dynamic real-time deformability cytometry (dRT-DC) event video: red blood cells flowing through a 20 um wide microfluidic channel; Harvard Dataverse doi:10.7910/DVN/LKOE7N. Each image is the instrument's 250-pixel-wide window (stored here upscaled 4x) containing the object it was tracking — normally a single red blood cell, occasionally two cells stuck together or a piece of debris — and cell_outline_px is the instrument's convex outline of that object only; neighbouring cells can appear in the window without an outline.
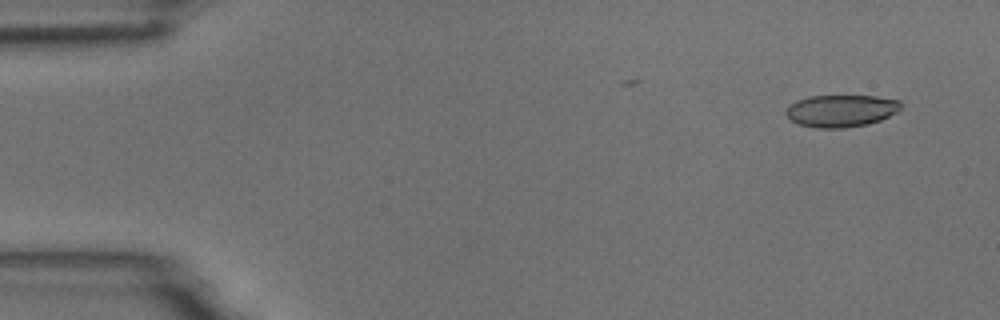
{"species": "common noctule bat (a hibernating species)", "species_latin": "Nyctalus noctula", "temperature_condition": "room temperature", "stored_images_in_passage": 6, "camera_frame_rate_fps": 3000, "um_per_image_px": 0.085, "animal": {"sex": "male", "body_mass_g": 18.8}, "frame": {"image": 1, "passage_image": 1, "time_ms": 0.0, "image_size_px": [1000, 320], "cell_outline_px": [[900, 108], [896, 112], [880, 120], [868, 124], [844, 128], [816, 128], [796, 124], [784, 112], [788, 104], [796, 100], [808, 96], [876, 96], [900, 100]], "centroid_in_image_um": [71.44, 9.42], "position_along_channel_um": 13.6, "area_um2": 21.68}}
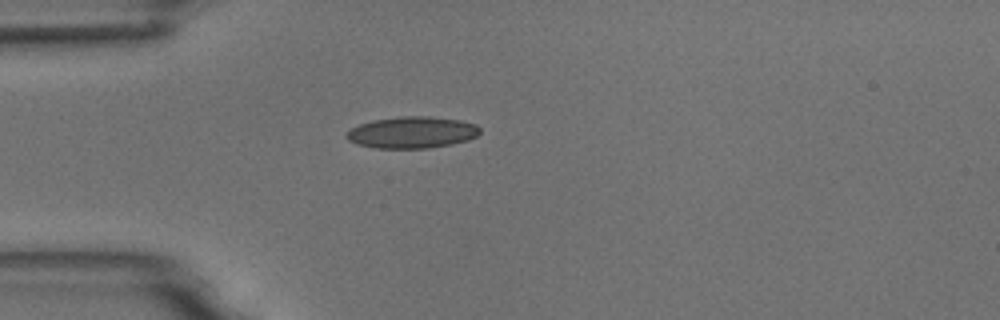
{"frame": {"image": 2, "passage_image": 4, "time_ms": 3.667, "image_size_px": [1000, 320], "cell_outline_px": [[480, 132], [476, 136], [468, 140], [452, 144], [428, 148], [376, 148], [356, 144], [348, 140], [344, 136], [352, 128], [360, 124], [372, 120], [400, 116], [428, 116], [460, 120], [476, 124], [480, 128]], "centroid_in_image_um": [35.02, 11.25], "position_along_channel_um": 50.0, "area_um2": 24.62}}